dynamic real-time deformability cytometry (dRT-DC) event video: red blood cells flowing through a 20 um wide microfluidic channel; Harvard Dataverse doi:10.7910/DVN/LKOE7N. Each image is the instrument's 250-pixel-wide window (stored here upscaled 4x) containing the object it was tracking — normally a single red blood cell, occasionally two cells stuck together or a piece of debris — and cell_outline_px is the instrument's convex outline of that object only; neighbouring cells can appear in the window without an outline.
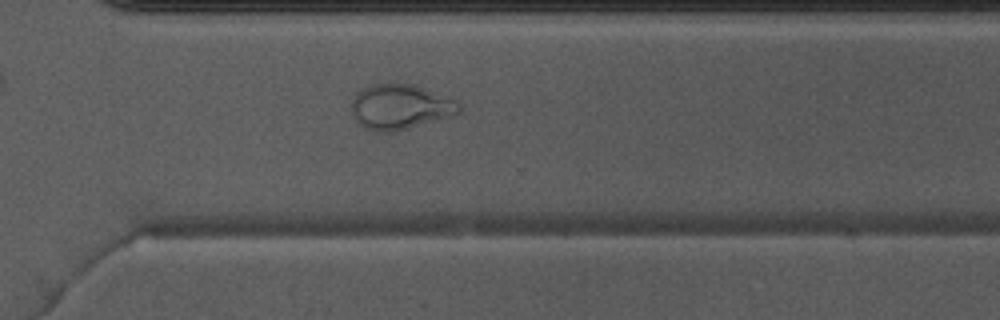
{"species": "Egyptian fruit bat (a non-hibernating species)", "species_latin": "Rousettus aegyptiacus", "temperature_condition": "warm", "stored_images_in_passage": 36, "camera_frame_rate_fps": 3000, "um_per_image_px": 0.085, "animal": {"sex": "male"}, "frame": {"image": 1, "passage_image": 21, "time_ms": 6.667, "image_size_px": [1000, 320], "cell_outline_px": [[464, 108], [460, 112], [452, 116], [408, 128], [392, 132], [380, 132], [364, 128], [352, 116], [352, 100], [356, 92], [368, 84], [412, 84], [460, 100]], "centroid_in_image_um": [34.06, 9.07], "position_along_channel_um": 336.5, "area_um2": 28.61}}
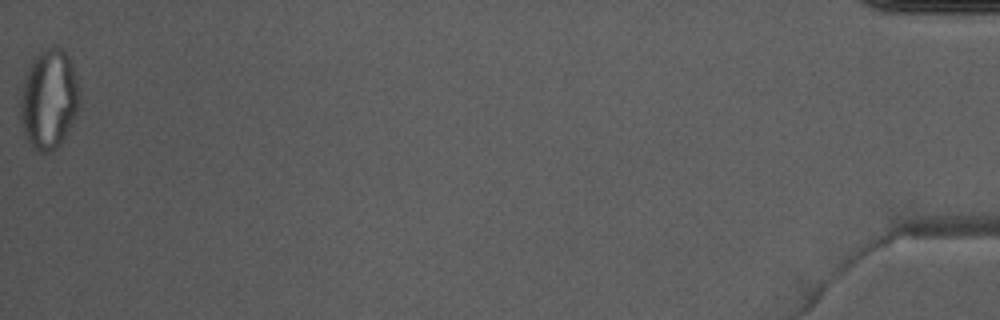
{"frame": {"image": 2, "passage_image": 36, "time_ms": 11.667, "image_size_px": [1000, 320], "cell_outline_px": [[80, 108], [76, 116], [60, 144], [52, 152], [40, 152], [32, 148], [24, 132], [20, 116], [20, 96], [24, 76], [32, 60], [40, 48], [52, 44], [56, 44], [64, 48], [72, 64], [80, 92]], "centroid_in_image_um": [4.16, 8.37], "position_along_channel_um": 431.0, "area_um2": 35.14}, "authors_computed_cell_mechanics": {"area_um2": 29.7381, "velocity_mm_per_s": 4.0664, "shape_relaxation_time_tau1_ms": null, "shape_relaxation_time_tau2_ms": 1.2393, "deformation_change_tau1": null, "deformation_change_tau2": 0.0723}}